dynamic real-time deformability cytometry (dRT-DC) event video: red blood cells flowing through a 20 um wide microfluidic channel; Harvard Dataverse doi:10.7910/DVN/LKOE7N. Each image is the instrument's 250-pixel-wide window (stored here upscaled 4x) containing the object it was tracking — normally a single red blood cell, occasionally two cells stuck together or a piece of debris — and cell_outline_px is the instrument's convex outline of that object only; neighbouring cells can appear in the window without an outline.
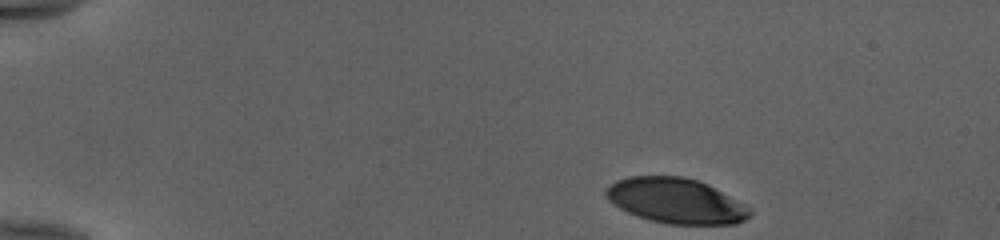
{"species": "human", "species_latin": "Homo sapiens", "temperature_condition": "cold", "stored_images_in_passage": 45, "camera_frame_rate_fps": 3000, "um_per_image_px": 0.085, "donor": {"sex": "female"}, "frame": {"image": 1, "passage_image": 1, "time_ms": 0.0, "image_size_px": [1000, 240], "cell_outline_px": [[752, 212], [744, 220], [736, 224], [668, 224], [648, 220], [628, 212], [620, 208], [608, 200], [604, 192], [616, 180], [628, 176], [684, 176], [708, 184], [752, 208]], "centroid_in_image_um": [57.46, 17.07], "position_along_channel_um": 27.5, "area_um2": 37.86}}
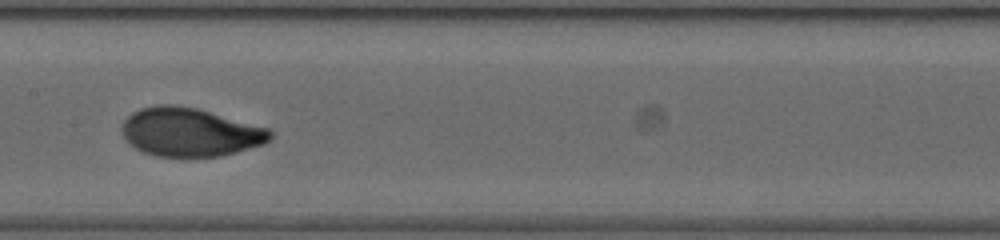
{"frame": {"image": 2, "passage_image": 21, "time_ms": 6.667, "image_size_px": [1000, 240], "cell_outline_px": [[272, 136], [264, 144], [236, 152], [220, 156], [156, 156], [144, 152], [128, 144], [124, 140], [120, 128], [124, 120], [132, 112], [140, 108], [156, 104], [172, 104], [196, 108], [268, 128], [272, 132]], "centroid_in_image_um": [16.09, 11.22], "position_along_channel_um": 191.3, "area_um2": 41.96}}
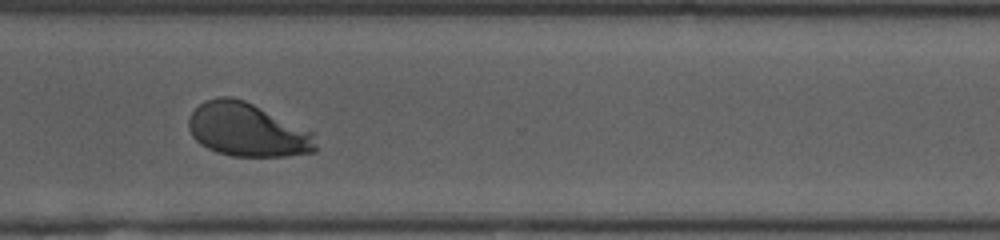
{"frame": {"image": 3, "passage_image": 33, "time_ms": 10.667, "image_size_px": [1000, 240], "cell_outline_px": [[316, 152], [288, 156], [232, 156], [216, 152], [200, 144], [192, 136], [188, 128], [188, 120], [192, 112], [204, 100], [220, 96], [232, 96], [244, 100], [312, 132], [316, 144]], "centroid_in_image_um": [20.98, 11.05], "position_along_channel_um": 349.6, "area_um2": 39.42}, "authors_computed_cell_mechanics": {"area_um2": 40.2866, "velocity_mm_per_s": 3.9715, "shape_relaxation_time_tau1_ms": 2.9869, "shape_relaxation_time_tau2_ms": null, "deformation_change_tau1": 0.1799, "deformation_change_tau2": null}}